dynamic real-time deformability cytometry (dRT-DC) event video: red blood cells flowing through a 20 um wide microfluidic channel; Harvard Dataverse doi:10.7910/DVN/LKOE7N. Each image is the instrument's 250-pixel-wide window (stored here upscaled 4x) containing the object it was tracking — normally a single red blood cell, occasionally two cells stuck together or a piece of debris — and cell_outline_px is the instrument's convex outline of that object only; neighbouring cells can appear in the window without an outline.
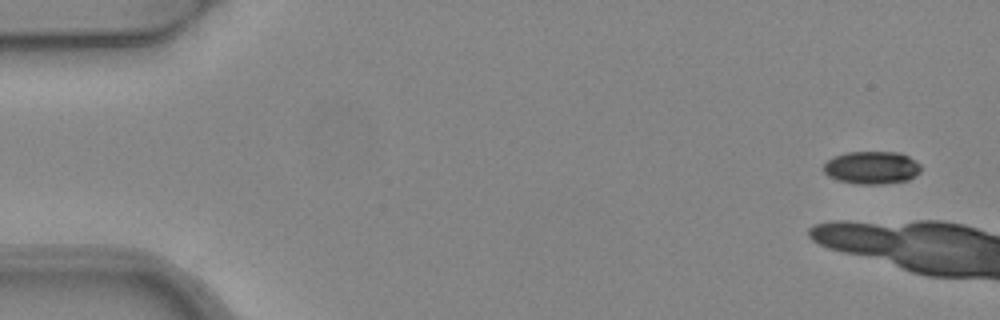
{"species": "common noctule bat (a hibernating species)", "species_latin": "Nyctalus noctula", "temperature_condition": "warm", "stored_images_in_passage": 6, "camera_frame_rate_fps": 3000, "um_per_image_px": 0.085, "animal": {"sex": "female", "body_mass_g": 24.6, "forearm_length_mm": 56.2}, "frame": {"image": 1, "passage_image": 1, "time_ms": 0.0, "image_size_px": [1000, 320], "cell_outline_px": [[920, 172], [908, 180], [884, 184], [852, 184], [828, 176], [824, 172], [824, 164], [828, 160], [836, 156], [848, 152], [900, 152], [908, 156], [920, 164]], "centroid_in_image_um": [74.11, 14.25], "position_along_channel_um": 10.9, "area_um2": 18.55}}